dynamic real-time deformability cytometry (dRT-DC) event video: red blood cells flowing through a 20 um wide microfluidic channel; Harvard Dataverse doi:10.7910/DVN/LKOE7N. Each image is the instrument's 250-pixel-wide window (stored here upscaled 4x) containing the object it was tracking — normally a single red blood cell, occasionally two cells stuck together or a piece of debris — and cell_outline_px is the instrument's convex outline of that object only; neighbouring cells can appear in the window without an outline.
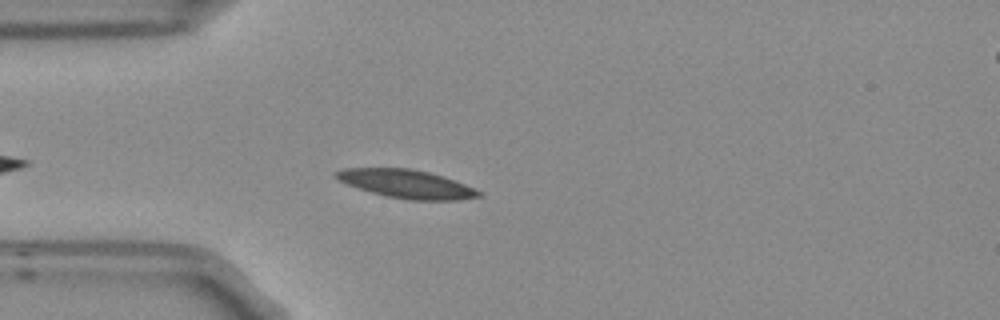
{"species": "Egyptian fruit bat (a non-hibernating species)", "species_latin": "Rousettus aegyptiacus", "temperature_condition": "room temperature", "stored_images_in_passage": 3, "camera_frame_rate_fps": 3000, "um_per_image_px": 0.085, "frame": {"image": 1, "passage_image": 3, "time_ms": 0.667, "image_size_px": [1000, 320], "cell_outline_px": [[484, 196], [460, 200], [408, 200], [384, 196], [348, 184], [332, 176], [332, 172], [344, 168], [408, 168], [428, 172], [464, 184], [484, 192]], "centroid_in_image_um": [34.56, 15.64], "position_along_channel_um": 50.4, "area_um2": 23.58}}